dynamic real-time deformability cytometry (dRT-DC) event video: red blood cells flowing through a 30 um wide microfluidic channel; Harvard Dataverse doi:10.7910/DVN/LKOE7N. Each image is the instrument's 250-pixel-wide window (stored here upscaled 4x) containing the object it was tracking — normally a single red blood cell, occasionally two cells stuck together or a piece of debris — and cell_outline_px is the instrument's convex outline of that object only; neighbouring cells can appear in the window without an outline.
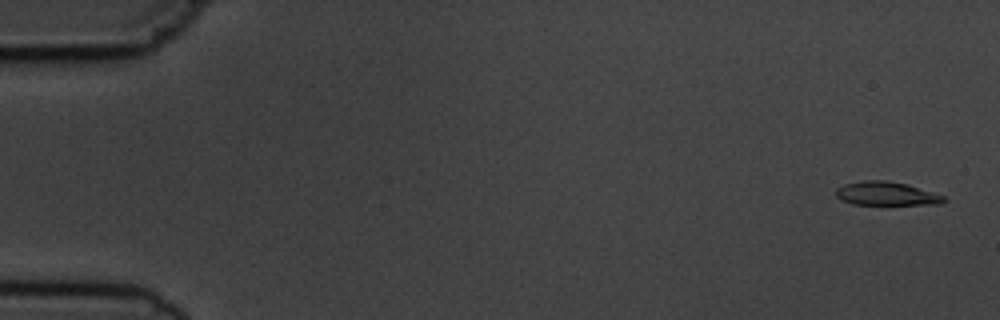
{"species": "common noctule bat (a hibernating species)", "species_latin": "Nyctalus noctula", "temperature_condition": "cold", "stored_images_in_passage": 5, "camera_frame_rate_fps": 3000, "um_per_image_px": 0.085, "animal": {"sex": "male", "body_mass_g": 19.5, "forearm_length_mm": 54.6}, "frame": {"image": 1, "passage_image": 1, "time_ms": 0.0, "image_size_px": [1000, 320], "cell_outline_px": [[948, 200], [940, 204], [852, 204], [840, 200], [836, 196], [836, 188], [844, 184], [864, 180], [884, 180], [908, 184], [944, 196]], "centroid_in_image_um": [75.32, 16.45], "position_along_channel_um": 9.7, "area_um2": 14.85}}
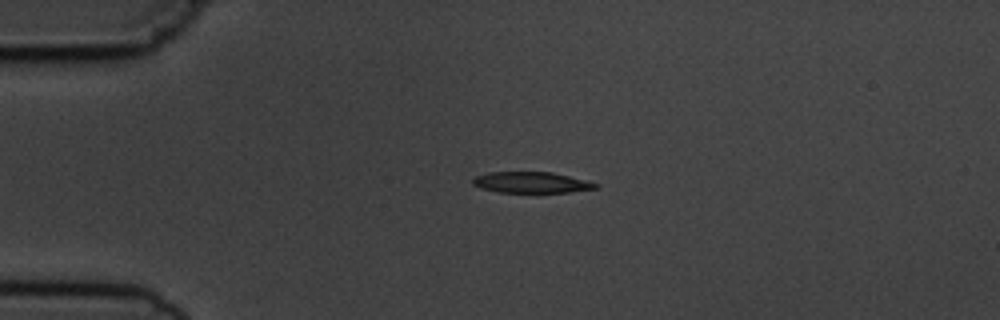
{"frame": {"image": 2, "passage_image": 4, "time_ms": 3.667, "image_size_px": [1000, 320], "cell_outline_px": [[600, 188], [568, 192], [500, 192], [480, 188], [472, 184], [472, 180], [476, 176], [488, 172], [552, 172], [600, 184]], "centroid_in_image_um": [45.17, 15.51], "position_along_channel_um": 39.8, "area_um2": 14.97}}